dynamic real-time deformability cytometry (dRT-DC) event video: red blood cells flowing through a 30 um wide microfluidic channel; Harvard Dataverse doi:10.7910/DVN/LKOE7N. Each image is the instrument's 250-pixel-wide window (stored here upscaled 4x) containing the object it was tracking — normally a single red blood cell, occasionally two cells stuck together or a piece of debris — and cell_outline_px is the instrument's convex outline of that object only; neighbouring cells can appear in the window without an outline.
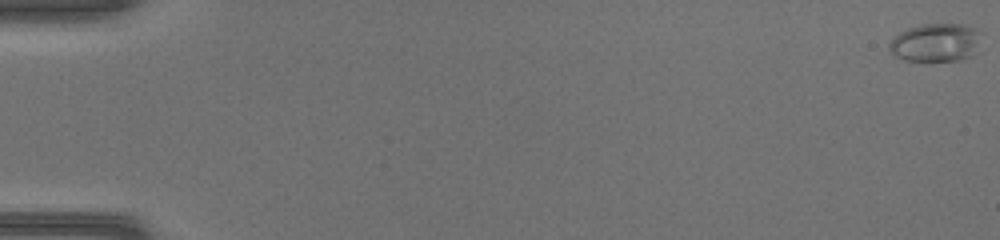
{"species": "common noctule bat (a hibernating species)", "species_latin": "Nyctalus noctula", "temperature_condition": "warm", "stored_images_in_passage": 51, "camera_frame_rate_fps": 3000, "um_per_image_px": 0.085, "animal": {"sex": "female", "body_mass_g": 17.0, "forearm_length_mm": 48.0}, "frame": {"image": 1, "passage_image": 1, "time_ms": 0.0, "image_size_px": [1000, 240], "cell_outline_px": [[984, 32], [968, 56], [960, 60], [904, 60], [896, 56], [888, 48], [888, 44], [892, 36], [908, 28], [920, 24], [964, 24]], "centroid_in_image_um": [79.48, 3.58], "position_along_channel_um": 5.5, "area_um2": 20.29}}
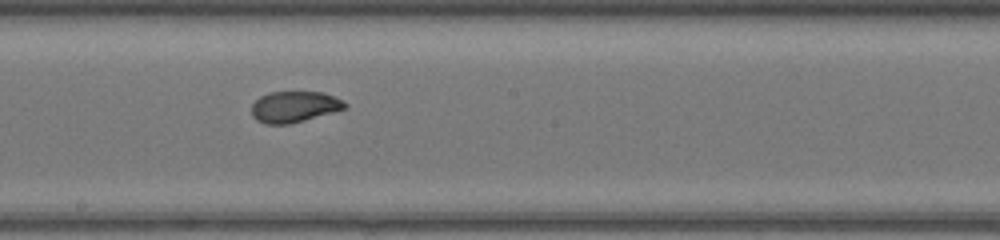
{"frame": {"image": 2, "passage_image": 30, "time_ms": 9.667, "image_size_px": [1000, 240], "cell_outline_px": [[348, 104], [344, 108], [332, 112], [304, 120], [288, 124], [264, 124], [256, 120], [252, 116], [252, 104], [260, 96], [268, 92], [324, 92]], "centroid_in_image_um": [24.96, 9.07], "position_along_channel_um": 223.2, "area_um2": 16.7}}
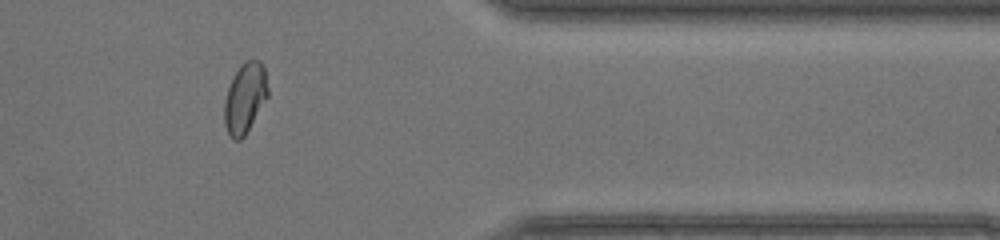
{"frame": {"image": 3, "passage_image": 43, "time_ms": 14.0, "image_size_px": [1000, 240], "cell_outline_px": [[268, 96], [244, 136], [240, 140], [232, 140], [224, 124], [224, 100], [228, 88], [240, 64], [244, 60], [260, 60], [264, 68], [268, 88]], "centroid_in_image_um": [20.81, 8.33], "position_along_channel_um": 390.6, "area_um2": 17.69}, "authors_computed_cell_mechanics": {"area_um2": 18.0336, "velocity_mm_per_s": 4.2605, "shape_relaxation_time_tau1_ms": 10.0178, "shape_relaxation_time_tau2_ms": 0.7758, "deformation_change_tau1": 0.2575, "deformation_change_tau2": 0.0489}}